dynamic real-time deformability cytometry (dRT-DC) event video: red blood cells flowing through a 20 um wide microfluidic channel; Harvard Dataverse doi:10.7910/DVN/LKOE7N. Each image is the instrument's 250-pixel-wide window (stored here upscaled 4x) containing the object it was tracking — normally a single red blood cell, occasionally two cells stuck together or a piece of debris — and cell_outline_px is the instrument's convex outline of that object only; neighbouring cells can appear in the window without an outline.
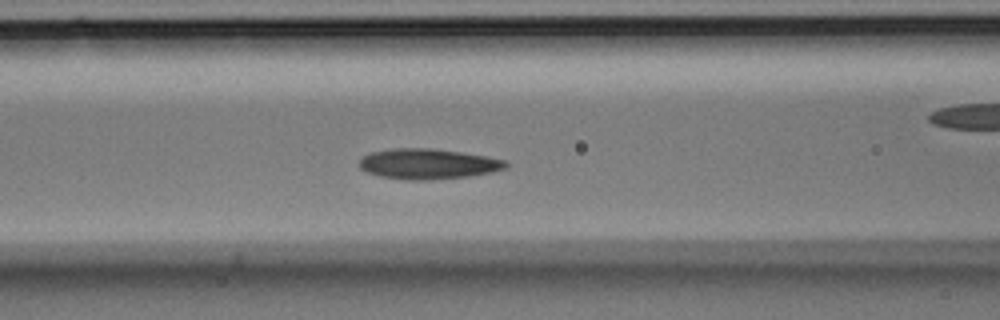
{"species": "Egyptian fruit bat (a non-hibernating species)", "species_latin": "Rousettus aegyptiacus", "temperature_condition": "room temperature", "stored_images_in_passage": 44, "camera_frame_rate_fps": 3000, "um_per_image_px": 0.085, "animal": {"sex": "male"}, "frame": {"image": 1, "passage_image": 17, "time_ms": 5.333, "image_size_px": [1000, 320], "cell_outline_px": [[508, 164], [504, 168], [492, 172], [468, 176], [432, 180], [404, 180], [380, 176], [368, 172], [360, 168], [360, 160], [364, 156], [372, 152], [392, 148], [432, 148], [460, 152], [484, 156], [504, 160]], "centroid_in_image_um": [36.35, 13.93], "position_along_channel_um": 130.2, "area_um2": 25.72}}
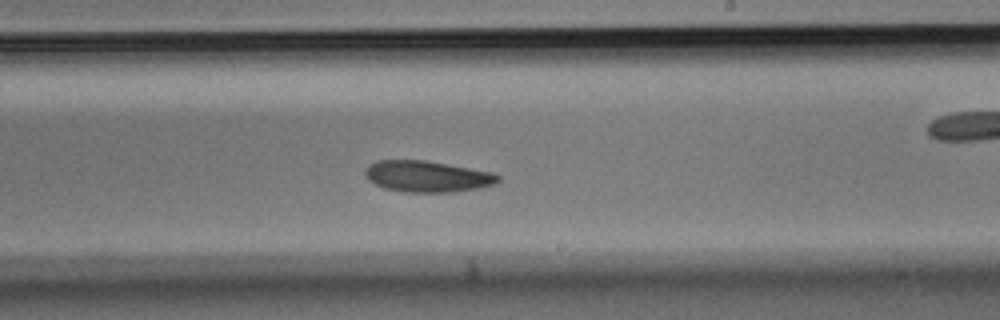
{"frame": {"image": 2, "passage_image": 25, "time_ms": 8.0, "image_size_px": [1000, 320], "cell_outline_px": [[500, 180], [496, 184], [476, 188], [452, 192], [404, 192], [384, 188], [368, 180], [364, 172], [368, 164], [376, 160], [424, 160], [492, 172], [500, 176]], "centroid_in_image_um": [36.29, 14.99], "position_along_channel_um": 252.7, "area_um2": 24.16}}
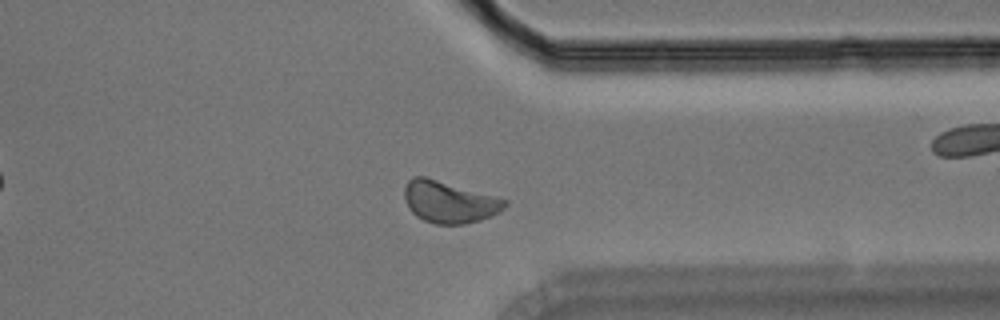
{"frame": {"image": 3, "passage_image": 33, "time_ms": 10.667, "image_size_px": [1000, 320], "cell_outline_px": [[508, 204], [504, 208], [492, 216], [480, 220], [464, 224], [436, 224], [424, 220], [416, 216], [408, 208], [404, 200], [404, 188], [408, 180], [412, 176], [424, 176], [508, 200]], "centroid_in_image_um": [38.15, 17.17], "position_along_channel_um": 373.2, "area_um2": 24.39}}